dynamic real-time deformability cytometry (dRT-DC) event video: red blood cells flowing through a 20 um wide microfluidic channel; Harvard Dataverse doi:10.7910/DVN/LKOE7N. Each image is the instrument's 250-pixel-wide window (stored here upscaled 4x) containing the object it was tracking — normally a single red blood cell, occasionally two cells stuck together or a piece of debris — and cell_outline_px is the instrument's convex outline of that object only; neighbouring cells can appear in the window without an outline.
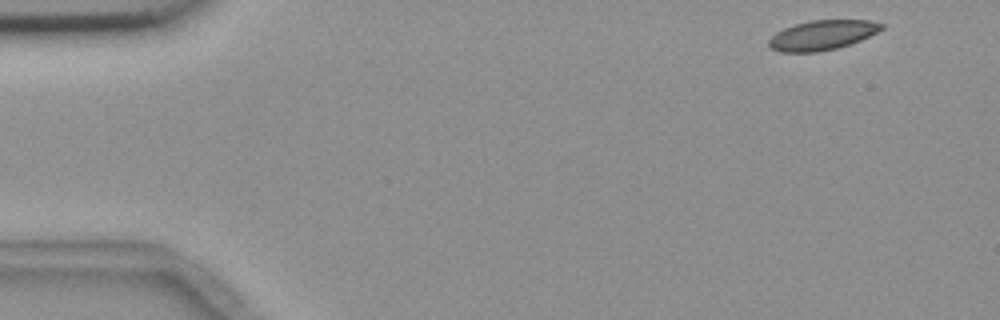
{"species": "common noctule bat (a hibernating species)", "species_latin": "Nyctalus noctula", "temperature_condition": "room temperature", "stored_images_in_passage": 52, "camera_frame_rate_fps": 3000, "um_per_image_px": 0.085, "animal": {"sex": "female", "body_mass_g": 18.4}, "frame": {"image": 1, "passage_image": 1, "time_ms": 0.0, "image_size_px": [1000, 320], "cell_outline_px": [[884, 28], [860, 40], [836, 48], [820, 52], [780, 52], [772, 48], [768, 44], [768, 40], [776, 32], [784, 28], [808, 20], [868, 20], [884, 24]], "centroid_in_image_um": [69.87, 2.98], "position_along_channel_um": 15.1, "area_um2": 19.36}}
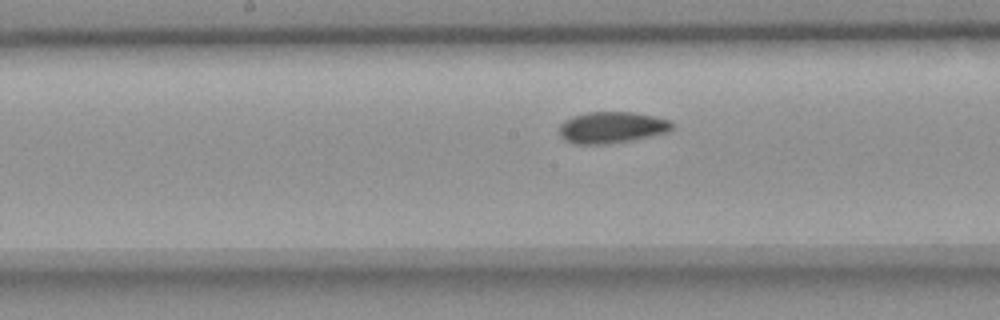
{"frame": {"image": 2, "passage_image": 25, "time_ms": 8.0, "image_size_px": [1000, 320], "cell_outline_px": [[676, 124], [668, 132], [632, 140], [608, 144], [572, 144], [564, 140], [560, 136], [560, 124], [564, 120], [572, 116], [584, 112], [632, 112], [672, 120]], "centroid_in_image_um": [51.99, 10.83], "position_along_channel_um": 196.2, "area_um2": 20.92}}
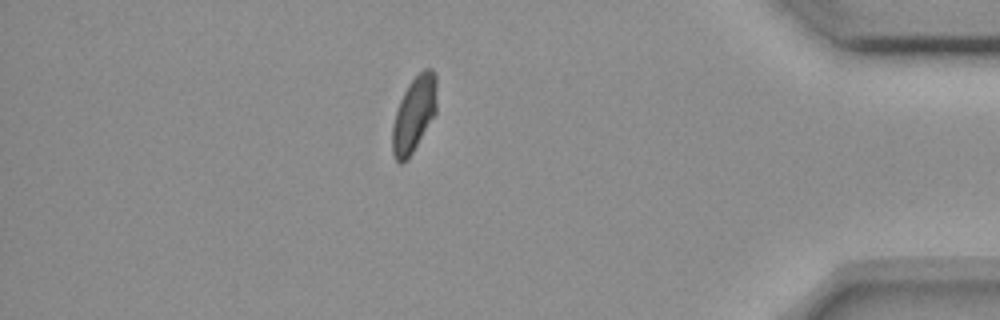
{"frame": {"image": 3, "passage_image": 45, "time_ms": 14.667, "image_size_px": [1000, 320], "cell_outline_px": [[436, 112], [408, 160], [404, 164], [400, 164], [396, 160], [392, 152], [392, 124], [400, 100], [408, 84], [424, 68], [432, 68], [436, 72]], "centroid_in_image_um": [35.18, 9.72], "position_along_channel_um": 400.0, "area_um2": 19.59}, "authors_computed_cell_mechanics": {"area_um2": 20.4901, "velocity_mm_per_s": 3.634, "shape_relaxation_time_tau1_ms": 6.5384, "shape_relaxation_time_tau2_ms": 2.2055, "deformation_change_tau1": 0.1123, "deformation_change_tau2": 0.0662}}